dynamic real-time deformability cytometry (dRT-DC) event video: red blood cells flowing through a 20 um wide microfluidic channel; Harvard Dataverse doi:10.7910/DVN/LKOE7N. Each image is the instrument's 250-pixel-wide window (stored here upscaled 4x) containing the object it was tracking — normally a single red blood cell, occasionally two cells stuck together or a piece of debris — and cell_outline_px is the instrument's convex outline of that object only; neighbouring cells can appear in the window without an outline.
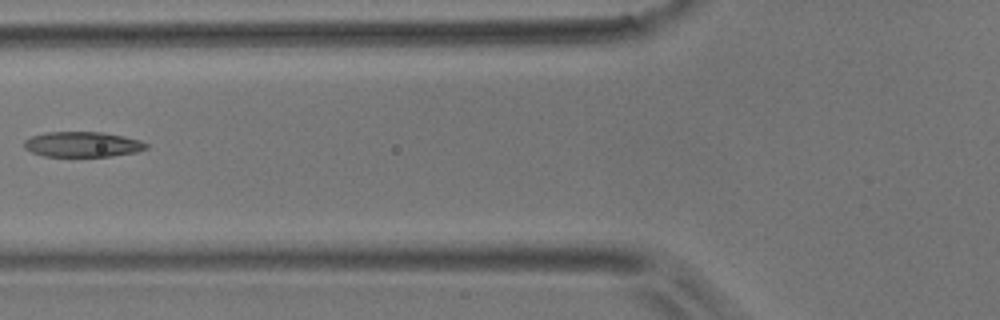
{"species": "common noctule bat (a hibernating species)", "species_latin": "Nyctalus noctula", "temperature_condition": "room temperature", "stored_images_in_passage": 6, "camera_frame_rate_fps": 3000, "um_per_image_px": 0.085, "animal": {"sex": "male", "body_mass_g": 17.9}, "frame": {"image": 1, "passage_image": 6, "time_ms": 6.0, "image_size_px": [1000, 320], "cell_outline_px": [[148, 148], [136, 152], [112, 156], [44, 156], [32, 152], [24, 148], [24, 140], [32, 136], [44, 132], [100, 132], [124, 136], [140, 140], [148, 144]], "centroid_in_image_um": [7.01, 12.27], "position_along_channel_um": 118.8, "area_um2": 17.98}}